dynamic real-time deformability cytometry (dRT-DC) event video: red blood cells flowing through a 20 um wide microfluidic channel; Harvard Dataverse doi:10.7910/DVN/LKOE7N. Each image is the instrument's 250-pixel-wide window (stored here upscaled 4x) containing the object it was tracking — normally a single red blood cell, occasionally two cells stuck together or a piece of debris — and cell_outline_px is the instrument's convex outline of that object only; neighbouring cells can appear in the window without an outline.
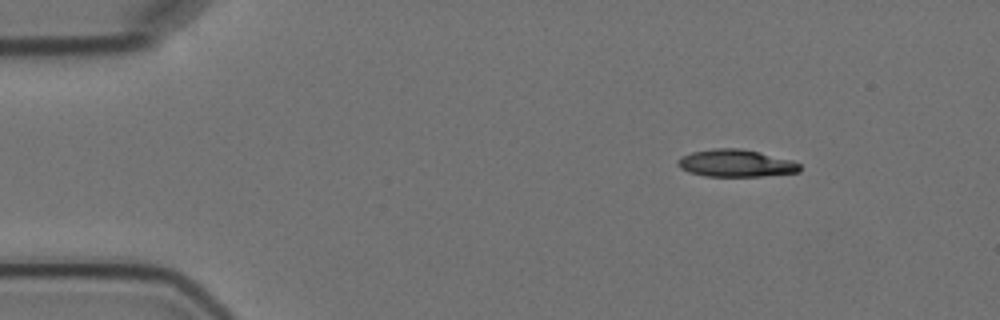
{"species": "Egyptian fruit bat (a non-hibernating species)", "species_latin": "Rousettus aegyptiacus", "temperature_condition": "cold", "stored_images_in_passage": 9, "camera_frame_rate_fps": 3000, "um_per_image_px": 0.085, "animal": {"sex": "female"}, "frame": {"image": 1, "passage_image": 1, "time_ms": 0.0, "image_size_px": [1000, 320], "cell_outline_px": [[800, 172], [760, 176], [704, 176], [688, 172], [680, 168], [676, 164], [676, 160], [692, 152], [712, 148], [740, 148], [792, 160], [800, 164]], "centroid_in_image_um": [62.52, 13.88], "position_along_channel_um": 22.5, "area_um2": 19.36}}
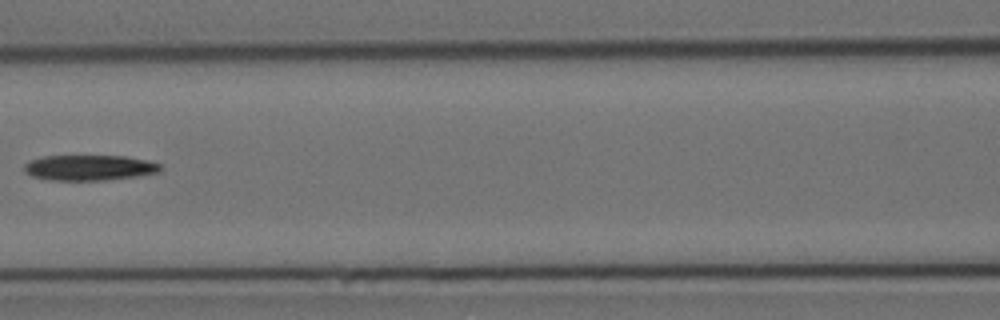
{"frame": {"image": 2, "passage_image": 6, "time_ms": 6.0, "image_size_px": [1000, 320], "cell_outline_px": [[160, 172], [136, 176], [104, 180], [48, 180], [32, 176], [24, 172], [24, 164], [32, 160], [44, 156], [124, 156], [144, 160], [160, 164]], "centroid_in_image_um": [7.55, 14.26], "position_along_channel_um": 159.0, "area_um2": 20.0}}
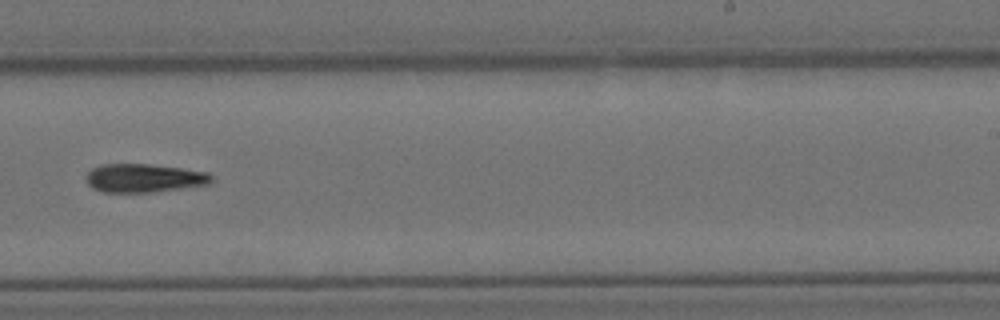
{"frame": {"image": 3, "passage_image": 9, "time_ms": 9.333, "image_size_px": [1000, 320], "cell_outline_px": [[212, 180], [208, 184], [152, 192], [104, 192], [92, 188], [88, 184], [88, 172], [92, 168], [100, 164], [148, 164], [180, 168], [208, 172], [212, 176]], "centroid_in_image_um": [12.23, 15.13], "position_along_channel_um": 276.8, "area_um2": 20.58}}